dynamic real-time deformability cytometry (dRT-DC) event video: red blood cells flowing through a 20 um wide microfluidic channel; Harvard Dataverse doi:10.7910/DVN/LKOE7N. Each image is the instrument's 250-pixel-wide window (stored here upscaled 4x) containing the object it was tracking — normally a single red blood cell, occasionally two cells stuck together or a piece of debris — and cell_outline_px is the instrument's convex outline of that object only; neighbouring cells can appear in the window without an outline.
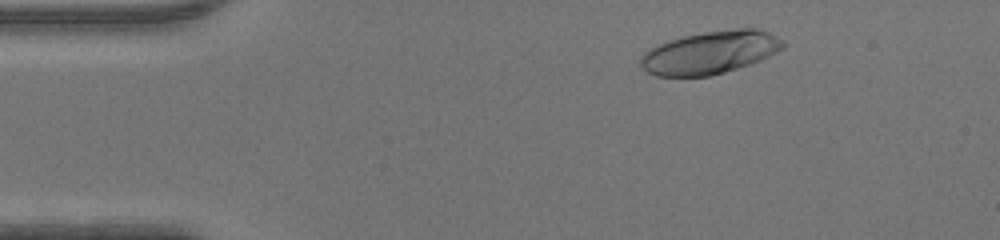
{"species": "human", "species_latin": "Homo sapiens", "temperature_condition": "warm", "stored_images_in_passage": 41, "camera_frame_rate_fps": 3000, "um_per_image_px": 0.085, "donor": {"sex": "male"}, "frame": {"image": 1, "passage_image": 1, "time_ms": 0.0, "image_size_px": [1000, 240], "cell_outline_px": [[784, 48], [760, 60], [712, 76], [656, 76], [648, 72], [640, 64], [640, 56], [648, 48], [668, 40], [680, 36], [704, 32], [736, 28], [756, 28], [768, 32], [780, 40], [784, 44]], "centroid_in_image_um": [60.31, 4.45], "position_along_channel_um": 24.7, "area_um2": 35.43}}
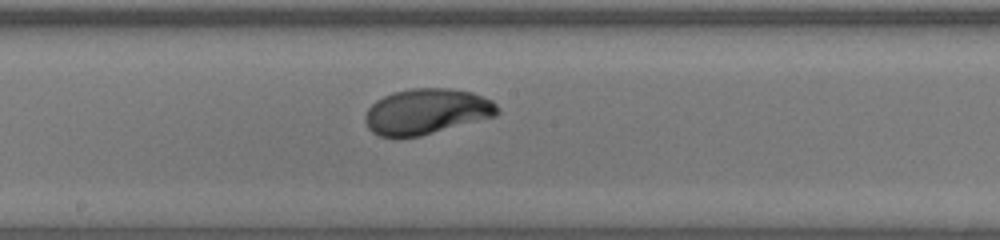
{"frame": {"image": 2, "passage_image": 19, "time_ms": 6.0, "image_size_px": [1000, 240], "cell_outline_px": [[500, 112], [496, 116], [420, 136], [396, 140], [380, 136], [372, 132], [368, 128], [364, 120], [364, 116], [368, 108], [376, 100], [392, 92], [412, 88], [448, 88], [472, 92], [492, 100], [500, 108]], "centroid_in_image_um": [36.23, 9.5], "position_along_channel_um": 212.0, "area_um2": 35.72}}
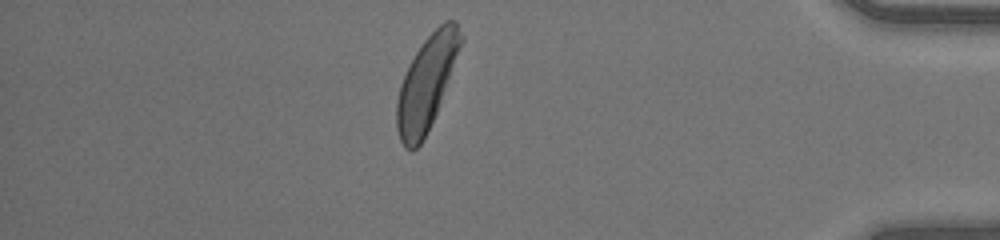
{"frame": {"image": 3, "passage_image": 35, "time_ms": 11.333, "image_size_px": [1000, 240], "cell_outline_px": [[464, 40], [436, 112], [420, 144], [412, 152], [404, 148], [400, 140], [396, 128], [396, 100], [400, 84], [408, 64], [424, 40], [444, 20], [456, 20], [464, 36]], "centroid_in_image_um": [36.25, 7.02], "position_along_channel_um": 399.0, "area_um2": 34.8}}